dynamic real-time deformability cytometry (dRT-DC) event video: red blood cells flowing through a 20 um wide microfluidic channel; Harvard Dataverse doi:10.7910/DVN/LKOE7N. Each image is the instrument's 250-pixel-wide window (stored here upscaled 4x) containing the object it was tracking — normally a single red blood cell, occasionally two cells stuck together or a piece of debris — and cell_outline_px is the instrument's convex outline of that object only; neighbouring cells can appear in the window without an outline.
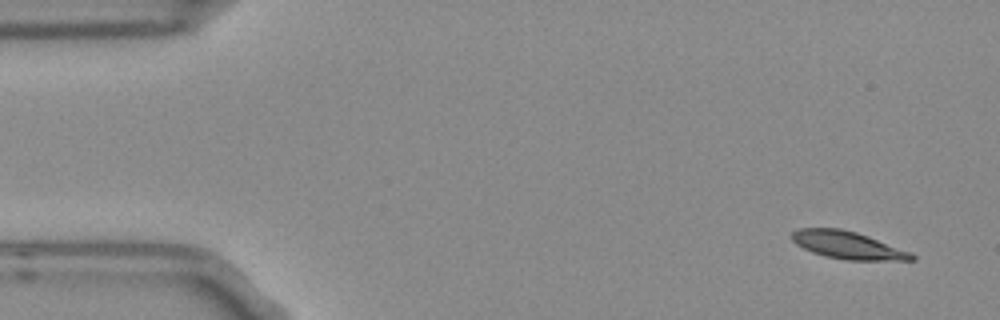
{"species": "Egyptian fruit bat (a non-hibernating species)", "species_latin": "Rousettus aegyptiacus", "temperature_condition": "room temperature", "stored_images_in_passage": 6, "camera_frame_rate_fps": 3000, "um_per_image_px": 0.085, "frame": {"image": 1, "passage_image": 1, "time_ms": 0.0, "image_size_px": [1000, 320], "cell_outline_px": [[916, 260], [848, 260], [824, 256], [812, 252], [796, 244], [792, 240], [792, 232], [796, 228], [840, 228], [856, 232], [868, 236], [912, 252], [916, 256]], "centroid_in_image_um": [72.07, 20.83], "position_along_channel_um": 12.9, "area_um2": 19.25}}
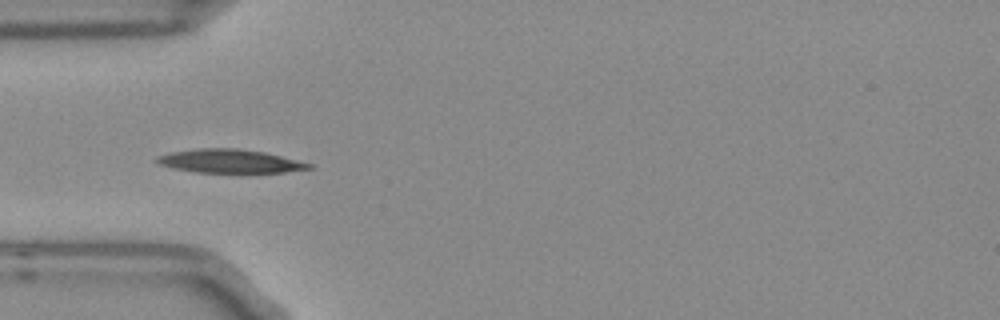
{"frame": {"image": 2, "passage_image": 4, "time_ms": 1.0, "image_size_px": [1000, 320], "cell_outline_px": [[312, 168], [284, 172], [196, 172], [172, 168], [160, 164], [156, 160], [156, 156], [168, 152], [196, 148], [240, 148], [264, 152], [312, 164]], "centroid_in_image_um": [19.47, 13.68], "position_along_channel_um": 65.5, "area_um2": 20.75}}
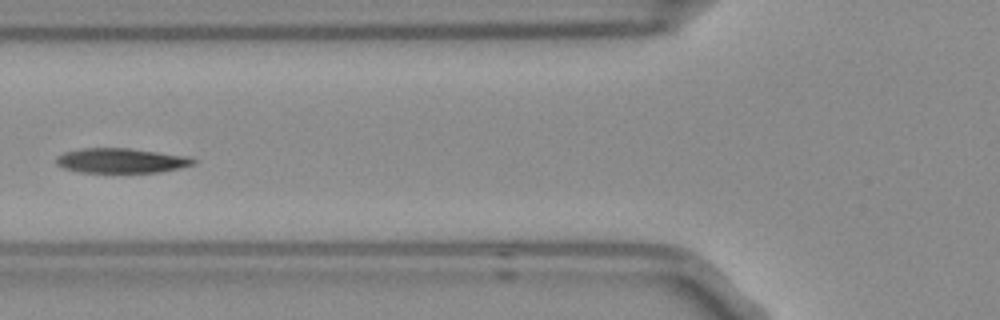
{"frame": {"image": 3, "passage_image": 5, "time_ms": 1.333, "image_size_px": [1000, 320], "cell_outline_px": [[196, 164], [160, 172], [80, 172], [64, 168], [56, 164], [56, 156], [64, 152], [80, 148], [128, 148], [184, 156], [196, 160]], "centroid_in_image_um": [10.24, 13.65], "position_along_channel_um": 115.6, "area_um2": 19.59}}